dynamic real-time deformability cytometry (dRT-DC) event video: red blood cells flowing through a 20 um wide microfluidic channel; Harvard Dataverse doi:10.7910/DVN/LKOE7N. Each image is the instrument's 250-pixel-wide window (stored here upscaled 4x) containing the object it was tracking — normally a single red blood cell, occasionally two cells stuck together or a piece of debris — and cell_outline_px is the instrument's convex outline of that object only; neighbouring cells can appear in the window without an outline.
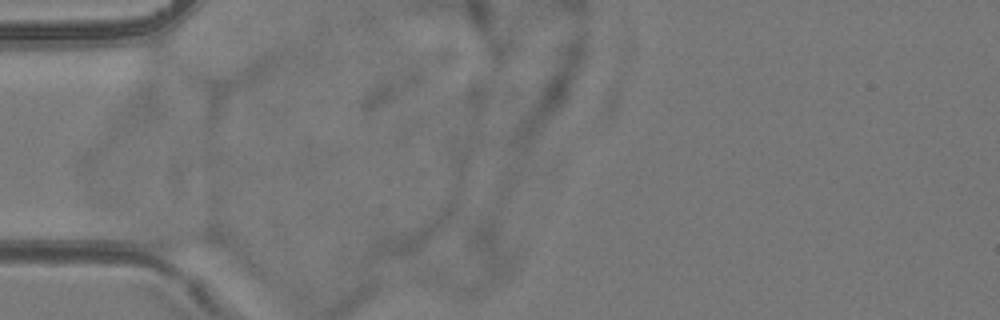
{"species": "common noctule bat (a hibernating species)", "species_latin": "Nyctalus noctula", "temperature_condition": "room temperature", "stored_images_in_passage": 2, "camera_frame_rate_fps": 3000, "um_per_image_px": 0.085, "animal": {"sex": "female", "body_mass_g": 24.6, "forearm_length_mm": 56.2}, "frame": {"image": 1, "passage_image": 1, "time_ms": 0.0, "image_size_px": [1000, 320], "cell_outline_px": [[220, 244], [168, 252], [156, 248], [148, 244], [140, 232], [140, 228], [208, 228], [216, 232], [220, 236]], "centroid_in_image_um": [15.29, 20.24], "position_along_channel_um": 69.7, "area_um2": 10.75}}